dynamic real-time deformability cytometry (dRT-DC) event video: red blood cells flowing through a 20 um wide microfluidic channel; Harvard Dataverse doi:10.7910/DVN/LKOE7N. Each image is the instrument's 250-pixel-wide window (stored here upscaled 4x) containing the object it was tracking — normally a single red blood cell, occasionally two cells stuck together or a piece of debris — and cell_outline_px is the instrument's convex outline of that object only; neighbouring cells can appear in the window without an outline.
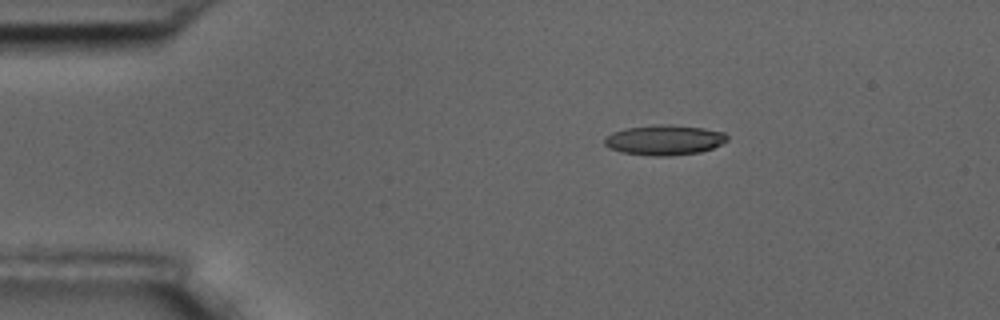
{"species": "common noctule bat (a hibernating species)", "species_latin": "Nyctalus noctula", "temperature_condition": "room temperature", "stored_images_in_passage": 4, "camera_frame_rate_fps": 3000, "um_per_image_px": 0.085, "animal": {"sex": "male", "body_mass_g": 17.5, "forearm_length_mm": 52.3}, "frame": {"image": 1, "passage_image": 2, "time_ms": 1.333, "image_size_px": [1000, 320], "cell_outline_px": [[728, 140], [712, 148], [700, 152], [668, 156], [656, 156], [620, 152], [608, 148], [604, 144], [604, 136], [612, 132], [624, 128], [660, 124], [668, 124], [704, 128], [724, 132], [728, 136]], "centroid_in_image_um": [56.44, 11.89], "position_along_channel_um": 28.6, "area_um2": 21.68}}